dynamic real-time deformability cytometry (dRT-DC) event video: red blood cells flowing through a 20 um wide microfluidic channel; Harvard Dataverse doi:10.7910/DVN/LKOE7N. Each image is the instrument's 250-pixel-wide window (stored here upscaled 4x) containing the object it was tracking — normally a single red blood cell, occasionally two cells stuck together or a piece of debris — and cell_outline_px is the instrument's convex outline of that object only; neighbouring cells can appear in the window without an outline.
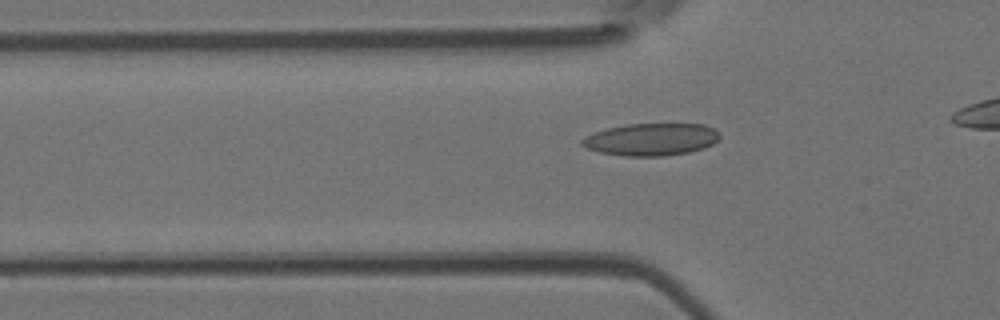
{"species": "Egyptian fruit bat (a non-hibernating species)", "species_latin": "Rousettus aegyptiacus", "temperature_condition": "room temperature", "stored_images_in_passage": 33, "camera_frame_rate_fps": 3000, "um_per_image_px": 0.085, "animal": {"sex": "female"}, "frame": {"image": 1, "passage_image": 8, "time_ms": 2.333, "image_size_px": [1000, 320], "cell_outline_px": [[720, 136], [712, 144], [704, 148], [688, 152], [664, 156], [624, 156], [600, 152], [588, 148], [580, 144], [580, 140], [584, 136], [608, 128], [624, 124], [704, 124], [720, 132]], "centroid_in_image_um": [55.34, 11.85], "position_along_channel_um": 70.5, "area_um2": 25.89}}
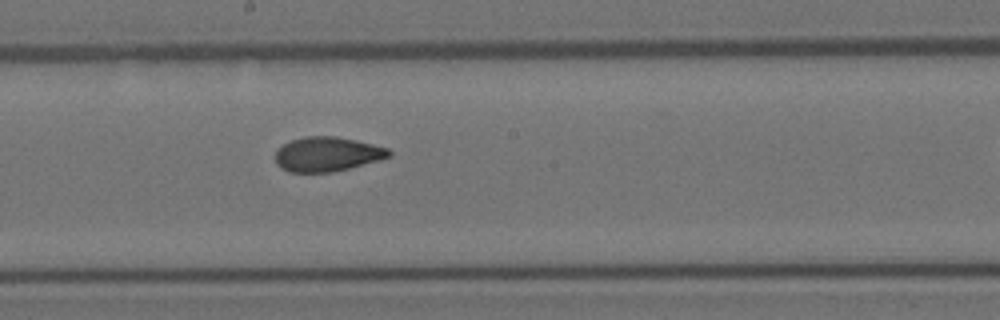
{"frame": {"image": 2, "passage_image": 19, "time_ms": 6.0, "image_size_px": [1000, 320], "cell_outline_px": [[392, 156], [380, 160], [332, 172], [288, 172], [280, 168], [276, 164], [276, 148], [292, 140], [304, 136], [336, 136], [356, 140], [388, 148], [392, 152]], "centroid_in_image_um": [27.8, 13.1], "position_along_channel_um": 220.4, "area_um2": 22.95}}
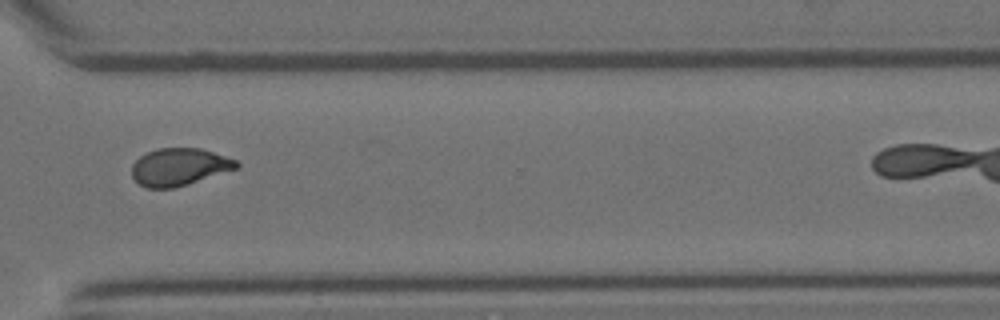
{"frame": {"image": 3, "passage_image": 29, "time_ms": 9.333, "image_size_px": [1000, 320], "cell_outline_px": [[240, 164], [236, 168], [188, 184], [172, 188], [144, 188], [132, 176], [132, 164], [140, 156], [156, 148], [200, 148], [236, 160]], "centroid_in_image_um": [15.19, 14.19], "position_along_channel_um": 355.4, "area_um2": 22.54}}